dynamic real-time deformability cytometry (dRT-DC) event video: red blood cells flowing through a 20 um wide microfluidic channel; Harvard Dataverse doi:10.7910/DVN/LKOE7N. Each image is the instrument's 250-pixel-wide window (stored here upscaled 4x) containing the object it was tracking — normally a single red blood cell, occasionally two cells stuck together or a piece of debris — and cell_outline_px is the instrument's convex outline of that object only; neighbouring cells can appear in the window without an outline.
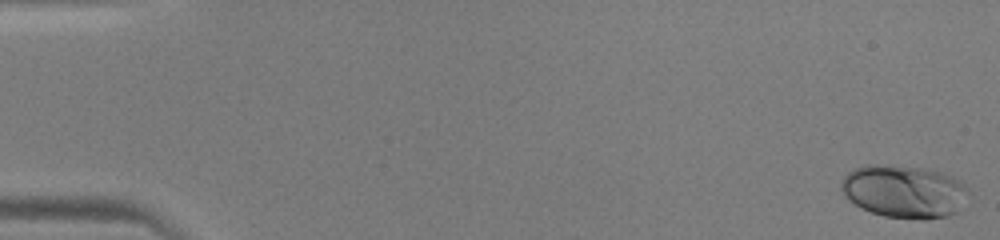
{"species": "human", "species_latin": "Homo sapiens", "temperature_condition": "warm", "stored_images_in_passage": 48, "camera_frame_rate_fps": 3000, "um_per_image_px": 0.085, "donor": {"sex": "male"}, "frame": {"image": 1, "passage_image": 1, "time_ms": 0.0, "image_size_px": [1000, 240], "cell_outline_px": [[968, 192], [956, 212], [948, 216], [924, 220], [920, 220], [884, 216], [872, 212], [848, 200], [844, 196], [840, 188], [840, 184], [844, 176], [848, 172], [856, 168], [868, 164], [876, 164], [920, 168], [940, 172], [960, 180]], "centroid_in_image_um": [76.8, 16.28], "position_along_channel_um": 8.2, "area_um2": 38.84}}
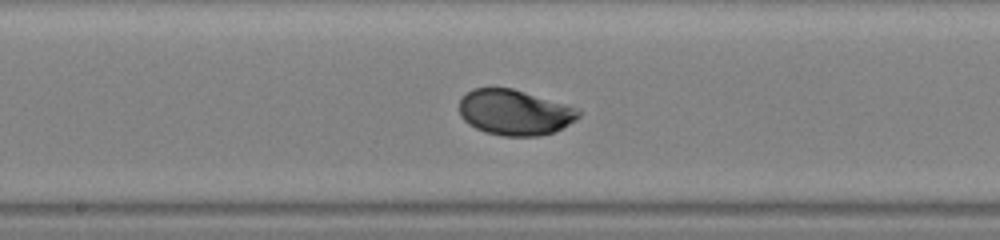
{"frame": {"image": 2, "passage_image": 26, "time_ms": 8.333, "image_size_px": [1000, 240], "cell_outline_px": [[584, 112], [576, 120], [552, 132], [540, 136], [504, 136], [484, 132], [468, 124], [460, 116], [460, 100], [472, 88], [512, 88], [568, 104]], "centroid_in_image_um": [43.76, 9.55], "position_along_channel_um": 204.4, "area_um2": 31.73}}
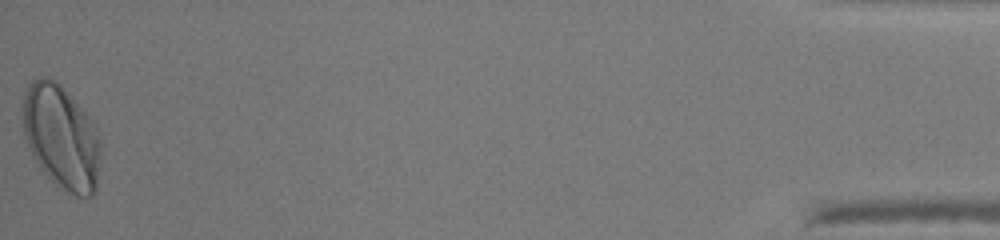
{"frame": {"image": 3, "passage_image": 48, "time_ms": 15.667, "image_size_px": [1000, 240], "cell_outline_px": [[100, 144], [96, 192], [92, 196], [76, 196], [68, 192], [56, 184], [40, 168], [24, 136], [24, 92], [28, 84], [32, 80], [40, 76], [44, 76], [56, 80], [60, 84], [96, 124]], "centroid_in_image_um": [5.23, 11.63], "position_along_channel_um": 430.0, "area_um2": 46.88}}